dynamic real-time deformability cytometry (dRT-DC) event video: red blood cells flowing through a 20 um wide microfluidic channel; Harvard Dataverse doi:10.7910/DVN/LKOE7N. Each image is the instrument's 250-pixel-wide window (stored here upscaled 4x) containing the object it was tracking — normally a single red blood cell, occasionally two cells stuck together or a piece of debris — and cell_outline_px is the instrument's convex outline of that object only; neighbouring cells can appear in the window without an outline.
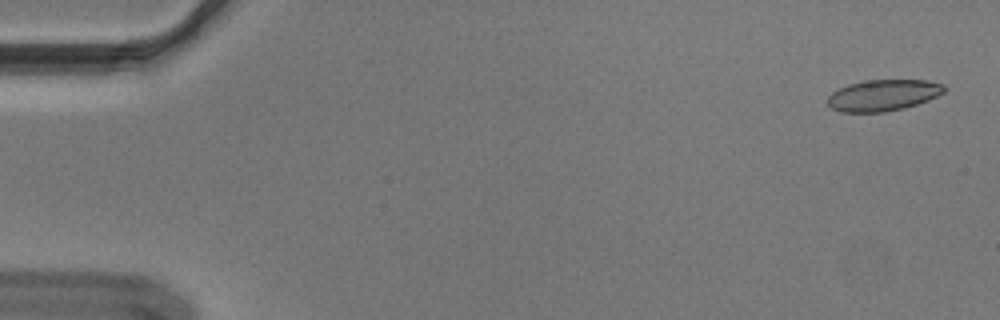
{"species": "Egyptian fruit bat (a non-hibernating species)", "species_latin": "Rousettus aegyptiacus", "temperature_condition": "cold", "stored_images_in_passage": 55, "camera_frame_rate_fps": 3000, "um_per_image_px": 0.085, "animal": {"sex": "male"}, "frame": {"image": 1, "passage_image": 2, "time_ms": 0.333, "image_size_px": [1000, 320], "cell_outline_px": [[948, 88], [944, 92], [928, 100], [904, 108], [884, 112], [840, 112], [832, 108], [828, 104], [828, 96], [832, 92], [848, 84], [864, 80], [928, 80], [944, 84]], "centroid_in_image_um": [75.08, 8.09], "position_along_channel_um": 9.9, "area_um2": 21.33}}
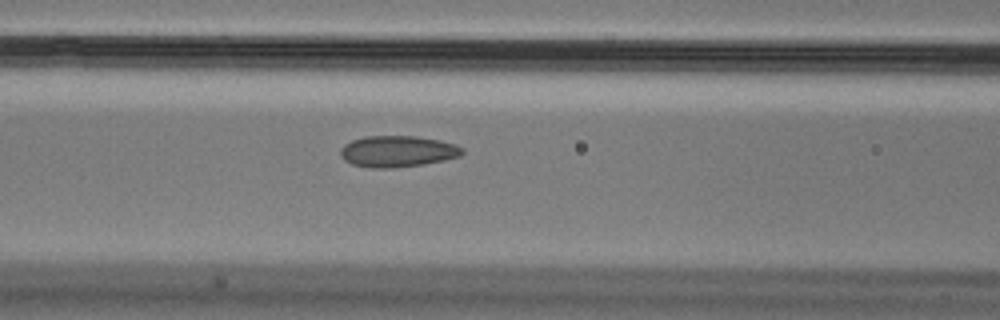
{"frame": {"image": 2, "passage_image": 23, "time_ms": 7.333, "image_size_px": [1000, 320], "cell_outline_px": [[464, 152], [460, 156], [444, 160], [424, 164], [392, 168], [372, 168], [352, 164], [344, 160], [340, 156], [340, 148], [344, 144], [352, 140], [364, 136], [416, 136], [440, 140], [456, 144], [464, 148]], "centroid_in_image_um": [33.79, 12.86], "position_along_channel_um": 132.8, "area_um2": 22.43}}
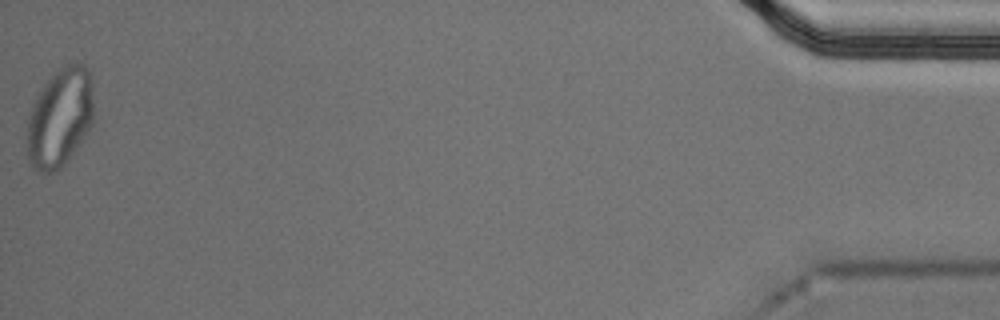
{"frame": {"image": 3, "passage_image": 55, "time_ms": 18.0, "image_size_px": [1000, 320], "cell_outline_px": [[92, 124], [80, 144], [64, 164], [56, 172], [36, 172], [32, 168], [28, 160], [28, 120], [32, 104], [44, 84], [60, 68], [76, 60], [84, 64], [88, 68], [92, 76]], "centroid_in_image_um": [5.1, 9.99], "position_along_channel_um": 430.1, "area_um2": 38.49}, "authors_computed_cell_mechanics": {"area_um2": 22.4264, "velocity_mm_per_s": 3.6526, "shape_relaxation_time_tau1_ms": null, "shape_relaxation_time_tau2_ms": 1.6199, "deformation_change_tau1": null, "deformation_change_tau2": 0.0599}}